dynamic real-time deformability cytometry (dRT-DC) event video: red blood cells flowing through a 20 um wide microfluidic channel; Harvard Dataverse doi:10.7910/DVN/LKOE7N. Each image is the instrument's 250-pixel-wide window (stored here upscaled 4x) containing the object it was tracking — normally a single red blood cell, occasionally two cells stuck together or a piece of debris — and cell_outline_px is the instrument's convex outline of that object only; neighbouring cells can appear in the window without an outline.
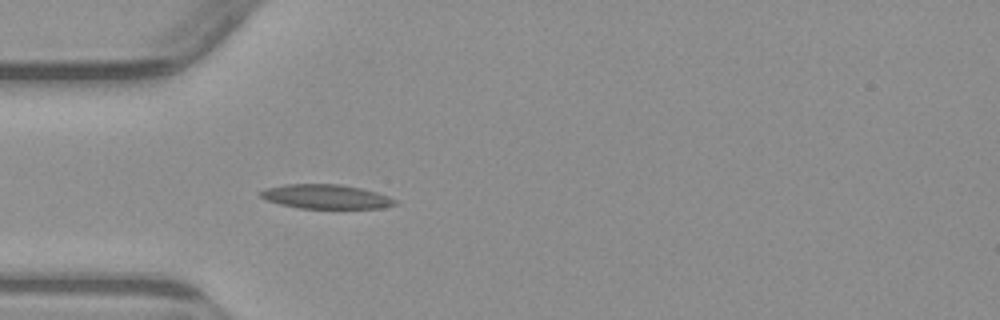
{"species": "common noctule bat (a hibernating species)", "species_latin": "Nyctalus noctula", "temperature_condition": "warm", "stored_images_in_passage": 1, "camera_frame_rate_fps": 3000, "um_per_image_px": 0.085, "animal": {"sex": "male", "body_mass_g": 23.1, "forearm_length_mm": 52.7}, "frame": {"image": 1, "passage_image": 1, "time_ms": 0.0, "image_size_px": [1000, 320], "cell_outline_px": [[396, 204], [384, 208], [300, 208], [280, 204], [268, 200], [260, 196], [260, 192], [264, 188], [288, 184], [340, 184], [360, 188], [376, 192], [388, 196], [396, 200]], "centroid_in_image_um": [27.71, 16.71], "position_along_channel_um": 57.3, "area_um2": 18.84}}